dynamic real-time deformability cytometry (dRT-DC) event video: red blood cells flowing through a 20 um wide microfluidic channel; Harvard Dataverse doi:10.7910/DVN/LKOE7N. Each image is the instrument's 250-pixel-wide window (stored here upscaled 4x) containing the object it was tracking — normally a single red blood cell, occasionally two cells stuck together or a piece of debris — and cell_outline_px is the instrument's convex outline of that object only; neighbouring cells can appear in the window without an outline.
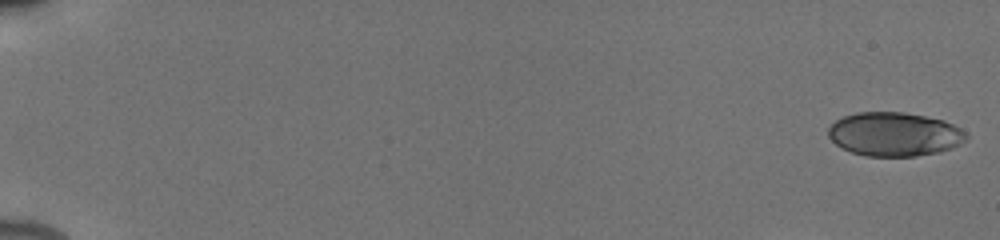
{"species": "human", "species_latin": "Homo sapiens", "temperature_condition": "cold", "stored_images_in_passage": 47, "camera_frame_rate_fps": 3000, "um_per_image_px": 0.085, "donor": {"sex": "male"}, "frame": {"image": 1, "passage_image": 1, "time_ms": 0.0, "image_size_px": [1000, 240], "cell_outline_px": [[968, 136], [964, 140], [940, 152], [916, 156], [864, 156], [852, 152], [836, 144], [828, 136], [828, 128], [836, 120], [844, 116], [856, 112], [904, 112], [944, 120], [960, 128]], "centroid_in_image_um": [75.99, 11.4], "position_along_channel_um": 9.0, "area_um2": 34.97}}
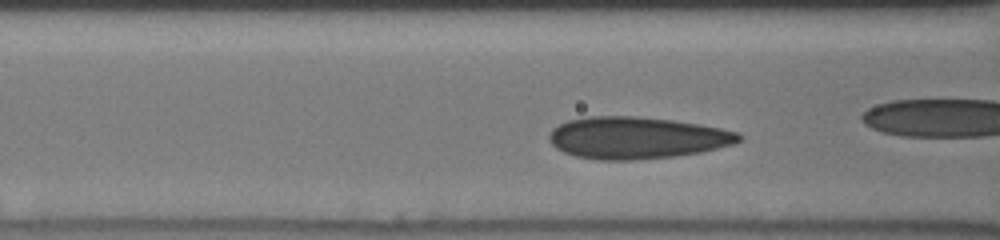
{"frame": {"image": 2, "passage_image": 22, "time_ms": 7.0, "image_size_px": [1000, 240], "cell_outline_px": [[744, 136], [740, 140], [732, 144], [700, 152], [672, 156], [632, 160], [596, 160], [576, 156], [564, 152], [556, 148], [552, 144], [548, 136], [552, 128], [568, 120], [588, 116], [636, 116], [672, 120], [700, 124], [720, 128], [736, 132]], "centroid_in_image_um": [54.09, 11.71], "position_along_channel_um": 112.5, "area_um2": 46.18}, "authors_computed_cell_mechanics": {"area_um2": 43.2344, "velocity_mm_per_s": 3.8691, "shape_relaxation_time_tau1_ms": 6.3005, "shape_relaxation_time_tau2_ms": 0.9882, "deformation_change_tau1": 0.1188, "deformation_change_tau2": 0.0454}}